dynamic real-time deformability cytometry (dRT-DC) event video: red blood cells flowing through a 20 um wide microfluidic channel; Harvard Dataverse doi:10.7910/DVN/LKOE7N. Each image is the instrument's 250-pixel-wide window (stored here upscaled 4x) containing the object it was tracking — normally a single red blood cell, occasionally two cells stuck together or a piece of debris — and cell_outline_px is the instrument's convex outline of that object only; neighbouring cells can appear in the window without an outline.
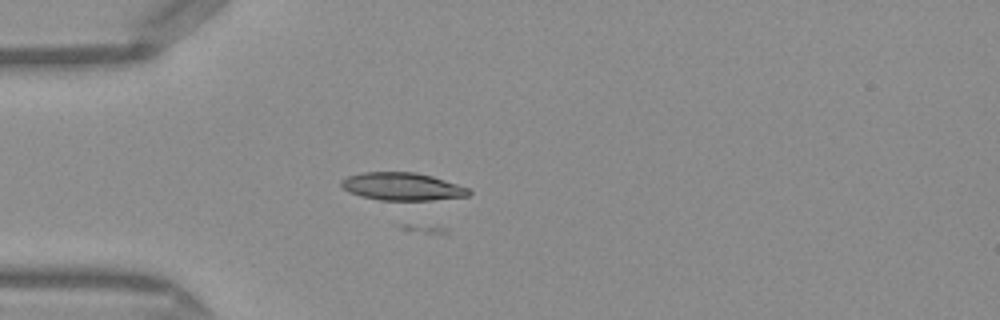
{"species": "Egyptian fruit bat (a non-hibernating species)", "species_latin": "Rousettus aegyptiacus", "temperature_condition": "warm", "stored_images_in_passage": 21, "camera_frame_rate_fps": 3000, "um_per_image_px": 0.085, "frame": {"image": 1, "passage_image": 6, "time_ms": 1.667, "image_size_px": [1000, 320], "cell_outline_px": [[472, 192], [468, 196], [432, 200], [380, 200], [360, 196], [348, 192], [340, 184], [340, 180], [348, 176], [364, 172], [416, 172], [432, 176], [468, 188]], "centroid_in_image_um": [34.17, 15.85], "position_along_channel_um": 50.8, "area_um2": 20.58}}
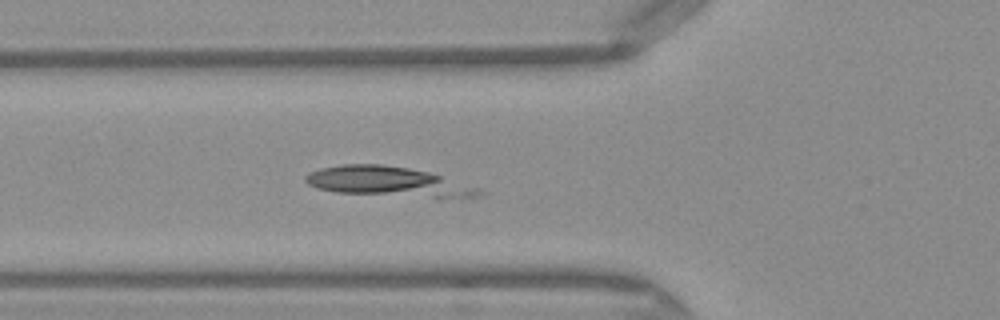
{"frame": {"image": 2, "passage_image": 10, "time_ms": 3.0, "image_size_px": [1000, 320], "cell_outline_px": [[444, 196], [436, 200], [336, 192], [316, 188], [308, 184], [304, 180], [304, 176], [308, 172], [320, 168], [340, 164], [380, 164], [408, 168], [428, 172], [440, 176]], "centroid_in_image_um": [32.05, 15.38], "position_along_channel_um": 93.8, "area_um2": 26.76}}
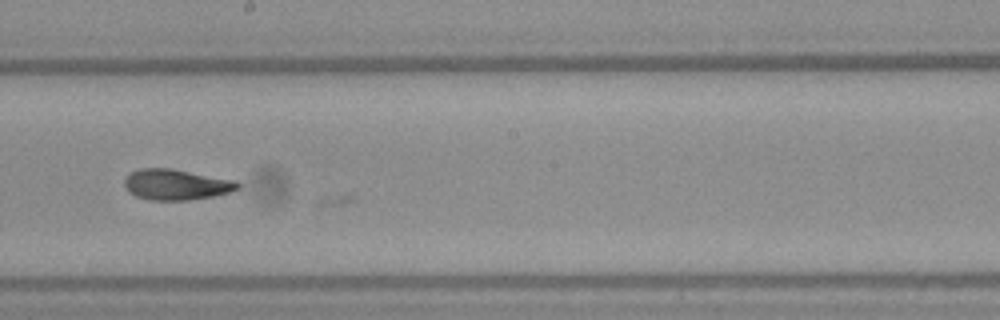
{"frame": {"image": 3, "passage_image": 20, "time_ms": 6.333, "image_size_px": [1000, 320], "cell_outline_px": [[240, 188], [232, 192], [212, 196], [188, 200], [152, 200], [136, 196], [128, 192], [124, 184], [124, 180], [132, 172], [140, 168], [172, 168], [236, 180], [240, 184]], "centroid_in_image_um": [15.01, 15.68], "position_along_channel_um": 233.2, "area_um2": 20.35}}